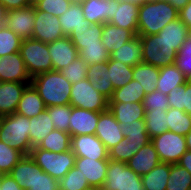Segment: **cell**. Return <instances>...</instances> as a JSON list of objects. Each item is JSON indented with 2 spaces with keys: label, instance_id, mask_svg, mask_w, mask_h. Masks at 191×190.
Here are the masks:
<instances>
[{
  "label": "cell",
  "instance_id": "6da1fadb",
  "mask_svg": "<svg viewBox=\"0 0 191 190\" xmlns=\"http://www.w3.org/2000/svg\"><path fill=\"white\" fill-rule=\"evenodd\" d=\"M177 18L179 11L167 0H148L139 6L137 35L158 34L165 25Z\"/></svg>",
  "mask_w": 191,
  "mask_h": 190
},
{
  "label": "cell",
  "instance_id": "7a4b0ae2",
  "mask_svg": "<svg viewBox=\"0 0 191 190\" xmlns=\"http://www.w3.org/2000/svg\"><path fill=\"white\" fill-rule=\"evenodd\" d=\"M31 84L46 107L70 104L72 83L60 71L51 70L38 74L31 79Z\"/></svg>",
  "mask_w": 191,
  "mask_h": 190
},
{
  "label": "cell",
  "instance_id": "3957f363",
  "mask_svg": "<svg viewBox=\"0 0 191 190\" xmlns=\"http://www.w3.org/2000/svg\"><path fill=\"white\" fill-rule=\"evenodd\" d=\"M30 118L13 113L0 117V141L6 142L11 148L24 155L32 149L30 141Z\"/></svg>",
  "mask_w": 191,
  "mask_h": 190
},
{
  "label": "cell",
  "instance_id": "277c9868",
  "mask_svg": "<svg viewBox=\"0 0 191 190\" xmlns=\"http://www.w3.org/2000/svg\"><path fill=\"white\" fill-rule=\"evenodd\" d=\"M29 155L45 173L58 181L74 167L76 158L72 150L55 153L38 146L33 147Z\"/></svg>",
  "mask_w": 191,
  "mask_h": 190
},
{
  "label": "cell",
  "instance_id": "5b68a950",
  "mask_svg": "<svg viewBox=\"0 0 191 190\" xmlns=\"http://www.w3.org/2000/svg\"><path fill=\"white\" fill-rule=\"evenodd\" d=\"M19 52L31 78L53 70L47 43L33 38L25 39L21 42Z\"/></svg>",
  "mask_w": 191,
  "mask_h": 190
},
{
  "label": "cell",
  "instance_id": "8992f818",
  "mask_svg": "<svg viewBox=\"0 0 191 190\" xmlns=\"http://www.w3.org/2000/svg\"><path fill=\"white\" fill-rule=\"evenodd\" d=\"M142 43V63L153 65L157 68L175 63L177 51L173 45L164 40L160 35L140 36Z\"/></svg>",
  "mask_w": 191,
  "mask_h": 190
},
{
  "label": "cell",
  "instance_id": "52a82bcc",
  "mask_svg": "<svg viewBox=\"0 0 191 190\" xmlns=\"http://www.w3.org/2000/svg\"><path fill=\"white\" fill-rule=\"evenodd\" d=\"M101 190H144L140 175L125 162L109 159L105 182Z\"/></svg>",
  "mask_w": 191,
  "mask_h": 190
},
{
  "label": "cell",
  "instance_id": "ba28073f",
  "mask_svg": "<svg viewBox=\"0 0 191 190\" xmlns=\"http://www.w3.org/2000/svg\"><path fill=\"white\" fill-rule=\"evenodd\" d=\"M70 105L93 112L108 110L109 100L101 95L88 78L71 86Z\"/></svg>",
  "mask_w": 191,
  "mask_h": 190
},
{
  "label": "cell",
  "instance_id": "9c48e42d",
  "mask_svg": "<svg viewBox=\"0 0 191 190\" xmlns=\"http://www.w3.org/2000/svg\"><path fill=\"white\" fill-rule=\"evenodd\" d=\"M161 162L176 164L187 151L185 136L166 131L151 138Z\"/></svg>",
  "mask_w": 191,
  "mask_h": 190
},
{
  "label": "cell",
  "instance_id": "30bf717a",
  "mask_svg": "<svg viewBox=\"0 0 191 190\" xmlns=\"http://www.w3.org/2000/svg\"><path fill=\"white\" fill-rule=\"evenodd\" d=\"M35 26V7L33 4L21 9L7 11L4 27L11 29L22 40L32 38Z\"/></svg>",
  "mask_w": 191,
  "mask_h": 190
},
{
  "label": "cell",
  "instance_id": "8fae6325",
  "mask_svg": "<svg viewBox=\"0 0 191 190\" xmlns=\"http://www.w3.org/2000/svg\"><path fill=\"white\" fill-rule=\"evenodd\" d=\"M65 37L59 17L45 11L35 10V26L32 38L44 43H52L57 39Z\"/></svg>",
  "mask_w": 191,
  "mask_h": 190
},
{
  "label": "cell",
  "instance_id": "7c38bea8",
  "mask_svg": "<svg viewBox=\"0 0 191 190\" xmlns=\"http://www.w3.org/2000/svg\"><path fill=\"white\" fill-rule=\"evenodd\" d=\"M20 52L0 56V82L31 83Z\"/></svg>",
  "mask_w": 191,
  "mask_h": 190
},
{
  "label": "cell",
  "instance_id": "4fadbf2b",
  "mask_svg": "<svg viewBox=\"0 0 191 190\" xmlns=\"http://www.w3.org/2000/svg\"><path fill=\"white\" fill-rule=\"evenodd\" d=\"M71 150L76 157H88L94 160L109 159L108 150L96 135L72 136Z\"/></svg>",
  "mask_w": 191,
  "mask_h": 190
},
{
  "label": "cell",
  "instance_id": "5bb4252c",
  "mask_svg": "<svg viewBox=\"0 0 191 190\" xmlns=\"http://www.w3.org/2000/svg\"><path fill=\"white\" fill-rule=\"evenodd\" d=\"M95 135L102 141L109 150L124 139L121 132V125L108 110L100 112Z\"/></svg>",
  "mask_w": 191,
  "mask_h": 190
},
{
  "label": "cell",
  "instance_id": "9a60e30c",
  "mask_svg": "<svg viewBox=\"0 0 191 190\" xmlns=\"http://www.w3.org/2000/svg\"><path fill=\"white\" fill-rule=\"evenodd\" d=\"M109 159L94 160L88 157H76L75 165L86 178L89 186L102 188L108 168Z\"/></svg>",
  "mask_w": 191,
  "mask_h": 190
},
{
  "label": "cell",
  "instance_id": "2e32d148",
  "mask_svg": "<svg viewBox=\"0 0 191 190\" xmlns=\"http://www.w3.org/2000/svg\"><path fill=\"white\" fill-rule=\"evenodd\" d=\"M48 51L51 56L53 70L60 71L71 64L79 56L78 49L68 36L48 43Z\"/></svg>",
  "mask_w": 191,
  "mask_h": 190
},
{
  "label": "cell",
  "instance_id": "e0dca14e",
  "mask_svg": "<svg viewBox=\"0 0 191 190\" xmlns=\"http://www.w3.org/2000/svg\"><path fill=\"white\" fill-rule=\"evenodd\" d=\"M85 19L91 24L110 22L114 16L115 0H79Z\"/></svg>",
  "mask_w": 191,
  "mask_h": 190
},
{
  "label": "cell",
  "instance_id": "ac0fdd59",
  "mask_svg": "<svg viewBox=\"0 0 191 190\" xmlns=\"http://www.w3.org/2000/svg\"><path fill=\"white\" fill-rule=\"evenodd\" d=\"M99 114L100 112L72 107V113L69 119L70 136L83 134L95 135Z\"/></svg>",
  "mask_w": 191,
  "mask_h": 190
},
{
  "label": "cell",
  "instance_id": "d6986e66",
  "mask_svg": "<svg viewBox=\"0 0 191 190\" xmlns=\"http://www.w3.org/2000/svg\"><path fill=\"white\" fill-rule=\"evenodd\" d=\"M31 83L0 82V117L16 112L26 86Z\"/></svg>",
  "mask_w": 191,
  "mask_h": 190
},
{
  "label": "cell",
  "instance_id": "ffe728a7",
  "mask_svg": "<svg viewBox=\"0 0 191 190\" xmlns=\"http://www.w3.org/2000/svg\"><path fill=\"white\" fill-rule=\"evenodd\" d=\"M138 12L139 6L115 0V14L109 23L130 30L136 36L138 30Z\"/></svg>",
  "mask_w": 191,
  "mask_h": 190
},
{
  "label": "cell",
  "instance_id": "44dd1931",
  "mask_svg": "<svg viewBox=\"0 0 191 190\" xmlns=\"http://www.w3.org/2000/svg\"><path fill=\"white\" fill-rule=\"evenodd\" d=\"M160 162L161 161L153 143L149 142L144 147H141L139 151L133 155L128 162H126V164L135 173L143 176L149 173Z\"/></svg>",
  "mask_w": 191,
  "mask_h": 190
},
{
  "label": "cell",
  "instance_id": "7402d4cb",
  "mask_svg": "<svg viewBox=\"0 0 191 190\" xmlns=\"http://www.w3.org/2000/svg\"><path fill=\"white\" fill-rule=\"evenodd\" d=\"M87 78L90 80L91 85L108 100L113 95L114 88L109 78L108 62L95 63L88 66Z\"/></svg>",
  "mask_w": 191,
  "mask_h": 190
},
{
  "label": "cell",
  "instance_id": "603a6c76",
  "mask_svg": "<svg viewBox=\"0 0 191 190\" xmlns=\"http://www.w3.org/2000/svg\"><path fill=\"white\" fill-rule=\"evenodd\" d=\"M109 111L122 124H131L135 120L144 119L145 110L142 102H109Z\"/></svg>",
  "mask_w": 191,
  "mask_h": 190
},
{
  "label": "cell",
  "instance_id": "cb8c5ba5",
  "mask_svg": "<svg viewBox=\"0 0 191 190\" xmlns=\"http://www.w3.org/2000/svg\"><path fill=\"white\" fill-rule=\"evenodd\" d=\"M45 109L46 106L36 89L32 84H28L18 102L16 113L32 118L38 116Z\"/></svg>",
  "mask_w": 191,
  "mask_h": 190
},
{
  "label": "cell",
  "instance_id": "d4e9b609",
  "mask_svg": "<svg viewBox=\"0 0 191 190\" xmlns=\"http://www.w3.org/2000/svg\"><path fill=\"white\" fill-rule=\"evenodd\" d=\"M59 22L65 36H69L73 29L89 28L92 25L85 19L79 0H74L69 9L59 16Z\"/></svg>",
  "mask_w": 191,
  "mask_h": 190
},
{
  "label": "cell",
  "instance_id": "484cf974",
  "mask_svg": "<svg viewBox=\"0 0 191 190\" xmlns=\"http://www.w3.org/2000/svg\"><path fill=\"white\" fill-rule=\"evenodd\" d=\"M121 132L132 146V153L135 155L141 147L151 142V138L147 133L145 120H135L131 124H122Z\"/></svg>",
  "mask_w": 191,
  "mask_h": 190
},
{
  "label": "cell",
  "instance_id": "4316f807",
  "mask_svg": "<svg viewBox=\"0 0 191 190\" xmlns=\"http://www.w3.org/2000/svg\"><path fill=\"white\" fill-rule=\"evenodd\" d=\"M134 37L135 35L130 30L114 26L109 22L103 24L101 40L109 54L122 47L123 44Z\"/></svg>",
  "mask_w": 191,
  "mask_h": 190
},
{
  "label": "cell",
  "instance_id": "83f0119b",
  "mask_svg": "<svg viewBox=\"0 0 191 190\" xmlns=\"http://www.w3.org/2000/svg\"><path fill=\"white\" fill-rule=\"evenodd\" d=\"M112 60L120 61L128 66L142 63V43L139 35L123 44L122 47L110 54Z\"/></svg>",
  "mask_w": 191,
  "mask_h": 190
},
{
  "label": "cell",
  "instance_id": "f1b7e54d",
  "mask_svg": "<svg viewBox=\"0 0 191 190\" xmlns=\"http://www.w3.org/2000/svg\"><path fill=\"white\" fill-rule=\"evenodd\" d=\"M102 31L103 24H92L89 28L73 29L68 37L78 51H80L86 48V46L101 44Z\"/></svg>",
  "mask_w": 191,
  "mask_h": 190
},
{
  "label": "cell",
  "instance_id": "f546056e",
  "mask_svg": "<svg viewBox=\"0 0 191 190\" xmlns=\"http://www.w3.org/2000/svg\"><path fill=\"white\" fill-rule=\"evenodd\" d=\"M9 174L21 188L30 190L35 180V162L30 155H24Z\"/></svg>",
  "mask_w": 191,
  "mask_h": 190
},
{
  "label": "cell",
  "instance_id": "4dcf8cb0",
  "mask_svg": "<svg viewBox=\"0 0 191 190\" xmlns=\"http://www.w3.org/2000/svg\"><path fill=\"white\" fill-rule=\"evenodd\" d=\"M188 80L175 64L160 68V75L156 82V90L168 95L170 91Z\"/></svg>",
  "mask_w": 191,
  "mask_h": 190
},
{
  "label": "cell",
  "instance_id": "1f68e13d",
  "mask_svg": "<svg viewBox=\"0 0 191 190\" xmlns=\"http://www.w3.org/2000/svg\"><path fill=\"white\" fill-rule=\"evenodd\" d=\"M30 141L31 147L38 146V144L55 129L48 111L45 109L38 116L30 118Z\"/></svg>",
  "mask_w": 191,
  "mask_h": 190
},
{
  "label": "cell",
  "instance_id": "d6a6232c",
  "mask_svg": "<svg viewBox=\"0 0 191 190\" xmlns=\"http://www.w3.org/2000/svg\"><path fill=\"white\" fill-rule=\"evenodd\" d=\"M160 75V68L153 65L140 63L133 68V80L139 81L144 89L145 94L156 90L157 80Z\"/></svg>",
  "mask_w": 191,
  "mask_h": 190
},
{
  "label": "cell",
  "instance_id": "836d02e7",
  "mask_svg": "<svg viewBox=\"0 0 191 190\" xmlns=\"http://www.w3.org/2000/svg\"><path fill=\"white\" fill-rule=\"evenodd\" d=\"M158 35L173 45V48L178 52L188 38V27L180 18H177L165 25Z\"/></svg>",
  "mask_w": 191,
  "mask_h": 190
},
{
  "label": "cell",
  "instance_id": "e575fe53",
  "mask_svg": "<svg viewBox=\"0 0 191 190\" xmlns=\"http://www.w3.org/2000/svg\"><path fill=\"white\" fill-rule=\"evenodd\" d=\"M170 163L160 162L149 173L141 176L144 190H166Z\"/></svg>",
  "mask_w": 191,
  "mask_h": 190
},
{
  "label": "cell",
  "instance_id": "d590c367",
  "mask_svg": "<svg viewBox=\"0 0 191 190\" xmlns=\"http://www.w3.org/2000/svg\"><path fill=\"white\" fill-rule=\"evenodd\" d=\"M145 96L146 94L139 81L132 79L125 86L115 89L109 102H143Z\"/></svg>",
  "mask_w": 191,
  "mask_h": 190
},
{
  "label": "cell",
  "instance_id": "8d00e7d4",
  "mask_svg": "<svg viewBox=\"0 0 191 190\" xmlns=\"http://www.w3.org/2000/svg\"><path fill=\"white\" fill-rule=\"evenodd\" d=\"M38 147L55 153L71 150L70 133L54 129L39 144Z\"/></svg>",
  "mask_w": 191,
  "mask_h": 190
},
{
  "label": "cell",
  "instance_id": "74e56055",
  "mask_svg": "<svg viewBox=\"0 0 191 190\" xmlns=\"http://www.w3.org/2000/svg\"><path fill=\"white\" fill-rule=\"evenodd\" d=\"M169 107L176 108L191 115V80L173 88L167 95Z\"/></svg>",
  "mask_w": 191,
  "mask_h": 190
},
{
  "label": "cell",
  "instance_id": "f35d334b",
  "mask_svg": "<svg viewBox=\"0 0 191 190\" xmlns=\"http://www.w3.org/2000/svg\"><path fill=\"white\" fill-rule=\"evenodd\" d=\"M133 68L120 61H108L109 80L111 81L114 90L128 84L133 79Z\"/></svg>",
  "mask_w": 191,
  "mask_h": 190
},
{
  "label": "cell",
  "instance_id": "ab89813d",
  "mask_svg": "<svg viewBox=\"0 0 191 190\" xmlns=\"http://www.w3.org/2000/svg\"><path fill=\"white\" fill-rule=\"evenodd\" d=\"M168 131L185 136L191 131V115L169 107L166 110Z\"/></svg>",
  "mask_w": 191,
  "mask_h": 190
},
{
  "label": "cell",
  "instance_id": "60d3db41",
  "mask_svg": "<svg viewBox=\"0 0 191 190\" xmlns=\"http://www.w3.org/2000/svg\"><path fill=\"white\" fill-rule=\"evenodd\" d=\"M166 190H191V173L179 164H170Z\"/></svg>",
  "mask_w": 191,
  "mask_h": 190
},
{
  "label": "cell",
  "instance_id": "b9f144b4",
  "mask_svg": "<svg viewBox=\"0 0 191 190\" xmlns=\"http://www.w3.org/2000/svg\"><path fill=\"white\" fill-rule=\"evenodd\" d=\"M144 120L150 138L168 131L166 110L155 111L151 109L145 111Z\"/></svg>",
  "mask_w": 191,
  "mask_h": 190
},
{
  "label": "cell",
  "instance_id": "7bdbcfd3",
  "mask_svg": "<svg viewBox=\"0 0 191 190\" xmlns=\"http://www.w3.org/2000/svg\"><path fill=\"white\" fill-rule=\"evenodd\" d=\"M46 110L55 129L69 133V119L72 113V106L70 104L56 105L46 107Z\"/></svg>",
  "mask_w": 191,
  "mask_h": 190
},
{
  "label": "cell",
  "instance_id": "ee69618b",
  "mask_svg": "<svg viewBox=\"0 0 191 190\" xmlns=\"http://www.w3.org/2000/svg\"><path fill=\"white\" fill-rule=\"evenodd\" d=\"M24 154L0 141V175L9 174L12 168L23 158Z\"/></svg>",
  "mask_w": 191,
  "mask_h": 190
},
{
  "label": "cell",
  "instance_id": "f6af8a7d",
  "mask_svg": "<svg viewBox=\"0 0 191 190\" xmlns=\"http://www.w3.org/2000/svg\"><path fill=\"white\" fill-rule=\"evenodd\" d=\"M22 39L7 27H0V56L19 52Z\"/></svg>",
  "mask_w": 191,
  "mask_h": 190
},
{
  "label": "cell",
  "instance_id": "bcb514c9",
  "mask_svg": "<svg viewBox=\"0 0 191 190\" xmlns=\"http://www.w3.org/2000/svg\"><path fill=\"white\" fill-rule=\"evenodd\" d=\"M79 57L85 61V63L90 66L95 63H106L110 59V54L103 45L86 46L79 51Z\"/></svg>",
  "mask_w": 191,
  "mask_h": 190
},
{
  "label": "cell",
  "instance_id": "7dc6e473",
  "mask_svg": "<svg viewBox=\"0 0 191 190\" xmlns=\"http://www.w3.org/2000/svg\"><path fill=\"white\" fill-rule=\"evenodd\" d=\"M58 187L59 190H84L90 186L86 178L80 173V169L73 167L58 181Z\"/></svg>",
  "mask_w": 191,
  "mask_h": 190
},
{
  "label": "cell",
  "instance_id": "c3c4849f",
  "mask_svg": "<svg viewBox=\"0 0 191 190\" xmlns=\"http://www.w3.org/2000/svg\"><path fill=\"white\" fill-rule=\"evenodd\" d=\"M88 65L79 56L75 60L60 70V73L72 84L87 78Z\"/></svg>",
  "mask_w": 191,
  "mask_h": 190
},
{
  "label": "cell",
  "instance_id": "681fc988",
  "mask_svg": "<svg viewBox=\"0 0 191 190\" xmlns=\"http://www.w3.org/2000/svg\"><path fill=\"white\" fill-rule=\"evenodd\" d=\"M74 0H34L35 10L45 11L56 17L61 16L69 9Z\"/></svg>",
  "mask_w": 191,
  "mask_h": 190
},
{
  "label": "cell",
  "instance_id": "f907efd6",
  "mask_svg": "<svg viewBox=\"0 0 191 190\" xmlns=\"http://www.w3.org/2000/svg\"><path fill=\"white\" fill-rule=\"evenodd\" d=\"M174 64L187 80H191V38L189 36L177 52Z\"/></svg>",
  "mask_w": 191,
  "mask_h": 190
},
{
  "label": "cell",
  "instance_id": "816d5d0a",
  "mask_svg": "<svg viewBox=\"0 0 191 190\" xmlns=\"http://www.w3.org/2000/svg\"><path fill=\"white\" fill-rule=\"evenodd\" d=\"M142 103L145 111L151 109H154L155 111H164L169 108L167 95L158 90L146 94Z\"/></svg>",
  "mask_w": 191,
  "mask_h": 190
},
{
  "label": "cell",
  "instance_id": "f5cc1de1",
  "mask_svg": "<svg viewBox=\"0 0 191 190\" xmlns=\"http://www.w3.org/2000/svg\"><path fill=\"white\" fill-rule=\"evenodd\" d=\"M30 190H59L58 180L45 173L35 163V180Z\"/></svg>",
  "mask_w": 191,
  "mask_h": 190
},
{
  "label": "cell",
  "instance_id": "db71d44e",
  "mask_svg": "<svg viewBox=\"0 0 191 190\" xmlns=\"http://www.w3.org/2000/svg\"><path fill=\"white\" fill-rule=\"evenodd\" d=\"M134 154L132 153V146L124 137L116 146L108 150V158L114 161L128 162Z\"/></svg>",
  "mask_w": 191,
  "mask_h": 190
},
{
  "label": "cell",
  "instance_id": "11a10c76",
  "mask_svg": "<svg viewBox=\"0 0 191 190\" xmlns=\"http://www.w3.org/2000/svg\"><path fill=\"white\" fill-rule=\"evenodd\" d=\"M1 190H24L10 174H1Z\"/></svg>",
  "mask_w": 191,
  "mask_h": 190
},
{
  "label": "cell",
  "instance_id": "9f6ffc18",
  "mask_svg": "<svg viewBox=\"0 0 191 190\" xmlns=\"http://www.w3.org/2000/svg\"><path fill=\"white\" fill-rule=\"evenodd\" d=\"M0 2L5 6L7 11L11 9H21L33 4L32 0H0Z\"/></svg>",
  "mask_w": 191,
  "mask_h": 190
},
{
  "label": "cell",
  "instance_id": "6f0895ef",
  "mask_svg": "<svg viewBox=\"0 0 191 190\" xmlns=\"http://www.w3.org/2000/svg\"><path fill=\"white\" fill-rule=\"evenodd\" d=\"M179 18L188 27H191V0L179 11Z\"/></svg>",
  "mask_w": 191,
  "mask_h": 190
},
{
  "label": "cell",
  "instance_id": "680465c9",
  "mask_svg": "<svg viewBox=\"0 0 191 190\" xmlns=\"http://www.w3.org/2000/svg\"><path fill=\"white\" fill-rule=\"evenodd\" d=\"M177 164L183 168H186L191 173V152L186 151Z\"/></svg>",
  "mask_w": 191,
  "mask_h": 190
},
{
  "label": "cell",
  "instance_id": "91938a15",
  "mask_svg": "<svg viewBox=\"0 0 191 190\" xmlns=\"http://www.w3.org/2000/svg\"><path fill=\"white\" fill-rule=\"evenodd\" d=\"M177 11L183 9L190 0H167Z\"/></svg>",
  "mask_w": 191,
  "mask_h": 190
},
{
  "label": "cell",
  "instance_id": "94428289",
  "mask_svg": "<svg viewBox=\"0 0 191 190\" xmlns=\"http://www.w3.org/2000/svg\"><path fill=\"white\" fill-rule=\"evenodd\" d=\"M6 15H7V10L5 9V6L0 2V27L4 26Z\"/></svg>",
  "mask_w": 191,
  "mask_h": 190
},
{
  "label": "cell",
  "instance_id": "6125c7cd",
  "mask_svg": "<svg viewBox=\"0 0 191 190\" xmlns=\"http://www.w3.org/2000/svg\"><path fill=\"white\" fill-rule=\"evenodd\" d=\"M119 2H129L132 4H135L137 6L143 5L145 2H147L148 0H118Z\"/></svg>",
  "mask_w": 191,
  "mask_h": 190
},
{
  "label": "cell",
  "instance_id": "be15d7a7",
  "mask_svg": "<svg viewBox=\"0 0 191 190\" xmlns=\"http://www.w3.org/2000/svg\"><path fill=\"white\" fill-rule=\"evenodd\" d=\"M187 151L191 152V131L185 135Z\"/></svg>",
  "mask_w": 191,
  "mask_h": 190
},
{
  "label": "cell",
  "instance_id": "e7e4bbea",
  "mask_svg": "<svg viewBox=\"0 0 191 190\" xmlns=\"http://www.w3.org/2000/svg\"><path fill=\"white\" fill-rule=\"evenodd\" d=\"M84 190H101V188H98V187H88L87 189H84Z\"/></svg>",
  "mask_w": 191,
  "mask_h": 190
},
{
  "label": "cell",
  "instance_id": "03108f58",
  "mask_svg": "<svg viewBox=\"0 0 191 190\" xmlns=\"http://www.w3.org/2000/svg\"><path fill=\"white\" fill-rule=\"evenodd\" d=\"M188 36L191 38V27L188 28Z\"/></svg>",
  "mask_w": 191,
  "mask_h": 190
}]
</instances>
